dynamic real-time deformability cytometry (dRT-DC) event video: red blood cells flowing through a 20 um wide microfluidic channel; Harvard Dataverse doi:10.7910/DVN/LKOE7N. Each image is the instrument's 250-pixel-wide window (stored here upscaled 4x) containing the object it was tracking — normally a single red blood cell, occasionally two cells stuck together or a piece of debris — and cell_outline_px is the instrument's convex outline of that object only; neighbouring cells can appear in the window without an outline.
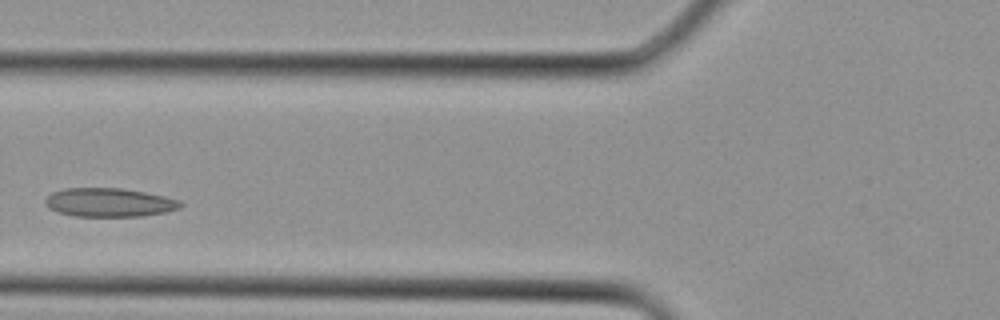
{"species": "Egyptian fruit bat (a non-hibernating species)", "species_latin": "Rousettus aegyptiacus", "temperature_condition": "cold", "stored_images_in_passage": 2, "camera_frame_rate_fps": 3000, "um_per_image_px": 0.085, "animal": {"sex": "female"}, "frame": {"image": 1, "passage_image": 2, "time_ms": 0.333, "image_size_px": [1000, 320], "cell_outline_px": [[184, 204], [180, 208], [164, 212], [144, 216], [76, 216], [60, 212], [48, 208], [44, 204], [44, 200], [52, 192], [64, 188], [124, 188], [164, 196], [180, 200]], "centroid_in_image_um": [9.29, 17.2], "position_along_channel_um": 116.5, "area_um2": 22.66}}